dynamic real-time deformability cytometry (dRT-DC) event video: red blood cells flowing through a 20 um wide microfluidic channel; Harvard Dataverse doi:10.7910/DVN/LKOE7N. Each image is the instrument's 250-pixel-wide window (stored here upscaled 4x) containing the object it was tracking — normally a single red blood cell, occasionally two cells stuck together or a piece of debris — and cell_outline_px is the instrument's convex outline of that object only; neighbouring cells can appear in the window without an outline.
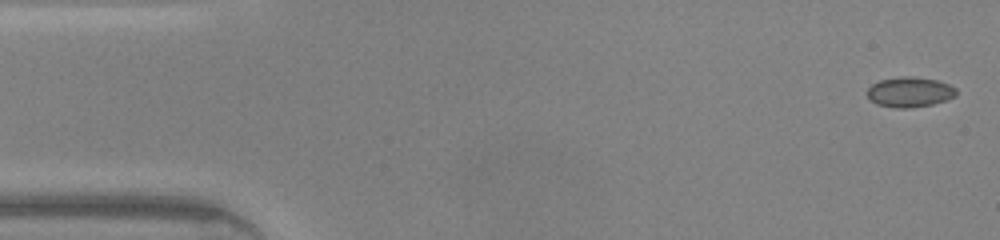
{"species": "common noctule bat (a hibernating species)", "species_latin": "Nyctalus noctula", "temperature_condition": "warm", "stored_images_in_passage": 46, "camera_frame_rate_fps": 3000, "um_per_image_px": 0.085, "animal": {"sex": "male", "body_mass_g": 20.0, "forearm_length_mm": 53.3}, "frame": {"image": 1, "passage_image": 1, "time_ms": 0.0, "image_size_px": [1000, 240], "cell_outline_px": [[956, 96], [948, 100], [932, 104], [912, 108], [896, 108], [876, 104], [868, 96], [868, 88], [872, 84], [880, 80], [900, 76], [912, 76], [936, 80], [948, 84], [956, 88]], "centroid_in_image_um": [77.34, 7.82], "position_along_channel_um": 7.7, "area_um2": 15.66}}
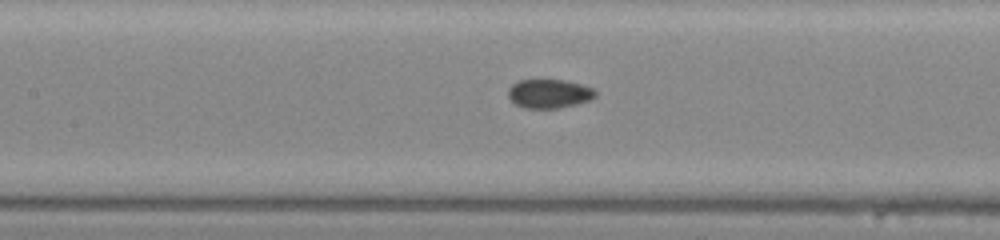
{"frame": {"image": 2, "passage_image": 20, "time_ms": 6.333, "image_size_px": [1000, 240], "cell_outline_px": [[596, 96], [592, 100], [576, 104], [556, 108], [524, 108], [516, 104], [508, 96], [508, 88], [512, 84], [520, 80], [564, 80], [580, 84], [592, 88], [596, 92]], "centroid_in_image_um": [46.68, 7.96], "position_along_channel_um": 160.7, "area_um2": 14.62}}
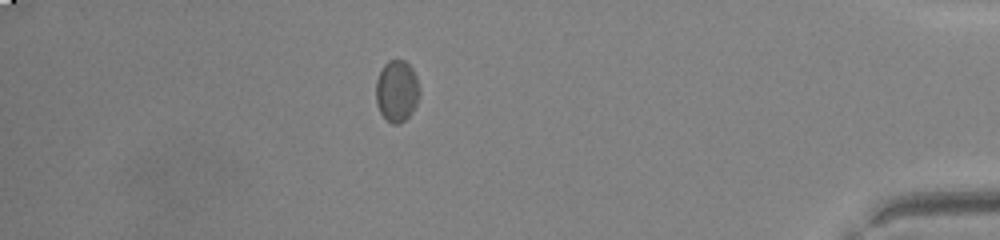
{"frame": {"image": 3, "passage_image": 40, "time_ms": 13.0, "image_size_px": [1000, 240], "cell_outline_px": [[420, 92], [416, 104], [412, 112], [400, 124], [392, 124], [380, 112], [376, 104], [376, 80], [384, 64], [388, 60], [404, 60], [412, 68], [416, 76], [420, 88]], "centroid_in_image_um": [33.73, 7.73], "position_along_channel_um": 401.5, "area_um2": 15.66}, "authors_computed_cell_mechanics": {"area_um2": 15.0858, "velocity_mm_per_s": 4.3469, "shape_relaxation_time_tau1_ms": 5.5412, "shape_relaxation_time_tau2_ms": null, "deformation_change_tau1": 0.0881, "deformation_change_tau2": null}}